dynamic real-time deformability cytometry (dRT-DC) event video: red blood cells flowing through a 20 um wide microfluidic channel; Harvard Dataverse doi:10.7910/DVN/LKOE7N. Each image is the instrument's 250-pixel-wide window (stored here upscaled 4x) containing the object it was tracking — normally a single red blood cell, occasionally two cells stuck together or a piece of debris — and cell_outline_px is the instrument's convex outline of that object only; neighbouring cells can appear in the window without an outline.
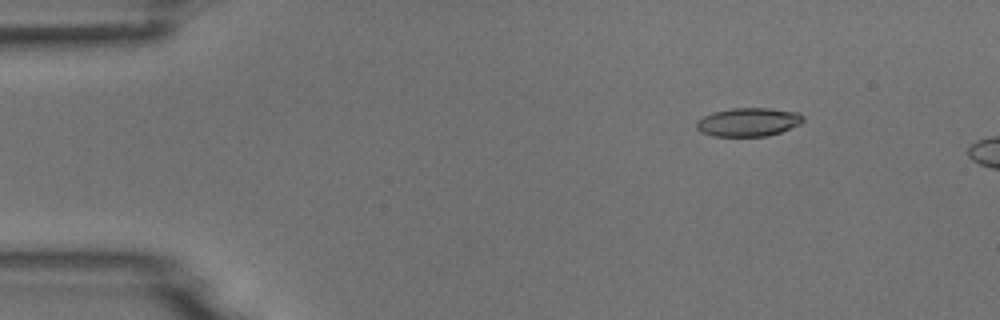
{"species": "common noctule bat (a hibernating species)", "species_latin": "Nyctalus noctula", "temperature_condition": "room temperature", "stored_images_in_passage": 4, "camera_frame_rate_fps": 3000, "um_per_image_px": 0.085, "animal": {"sex": "male", "body_mass_g": 18.8}, "frame": {"image": 1, "passage_image": 2, "time_ms": 1.333, "image_size_px": [1000, 320], "cell_outline_px": [[804, 120], [800, 124], [780, 132], [768, 136], [712, 136], [700, 132], [696, 128], [696, 120], [712, 112], [732, 108], [768, 108], [796, 112], [804, 116]], "centroid_in_image_um": [63.58, 10.38], "position_along_channel_um": 21.4, "area_um2": 17.8}}